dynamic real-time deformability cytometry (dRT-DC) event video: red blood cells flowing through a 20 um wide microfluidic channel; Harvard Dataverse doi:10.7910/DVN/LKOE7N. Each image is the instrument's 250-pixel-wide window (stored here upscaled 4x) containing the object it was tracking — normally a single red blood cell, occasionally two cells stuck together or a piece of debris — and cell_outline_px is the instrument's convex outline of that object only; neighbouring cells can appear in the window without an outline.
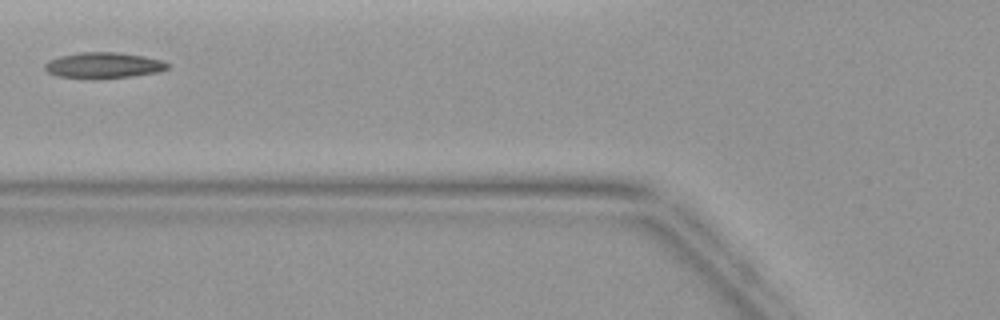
{"species": "common noctule bat (a hibernating species)", "species_latin": "Nyctalus noctula", "temperature_condition": "warm", "stored_images_in_passage": 2, "camera_frame_rate_fps": 3000, "um_per_image_px": 0.085, "animal": {"sex": "female", "body_mass_g": 19.9}, "frame": {"image": 1, "passage_image": 2, "time_ms": 1.0, "image_size_px": [1000, 320], "cell_outline_px": [[168, 68], [160, 72], [132, 76], [100, 80], [92, 80], [56, 76], [48, 72], [44, 68], [44, 64], [48, 60], [60, 56], [80, 52], [116, 52], [144, 56], [160, 60], [168, 64]], "centroid_in_image_um": [8.75, 5.58], "position_along_channel_um": 117.0, "area_um2": 18.9}}